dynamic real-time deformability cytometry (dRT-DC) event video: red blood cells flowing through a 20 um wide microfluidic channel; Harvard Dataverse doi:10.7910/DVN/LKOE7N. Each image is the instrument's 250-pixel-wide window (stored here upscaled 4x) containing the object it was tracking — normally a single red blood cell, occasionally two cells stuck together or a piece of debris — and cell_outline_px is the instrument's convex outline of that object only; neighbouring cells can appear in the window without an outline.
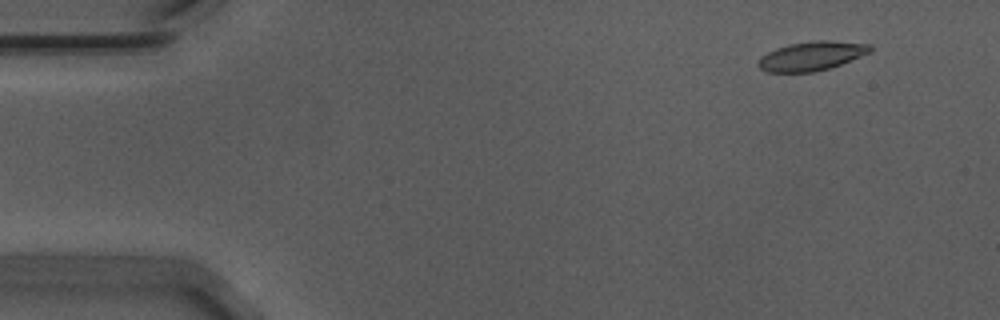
{"species": "Egyptian fruit bat (a non-hibernating species)", "species_latin": "Rousettus aegyptiacus", "temperature_condition": "warm", "stored_images_in_passage": 42, "camera_frame_rate_fps": 3000, "um_per_image_px": 0.085, "animal": {"sex": "male"}, "frame": {"image": 1, "passage_image": 5, "time_ms": 1.333, "image_size_px": [1000, 320], "cell_outline_px": [[872, 52], [840, 64], [828, 68], [812, 72], [764, 72], [756, 64], [768, 52], [776, 48], [788, 44], [816, 40], [828, 40], [872, 44]], "centroid_in_image_um": [69.01, 4.75], "position_along_channel_um": 16.0, "area_um2": 18.9}}
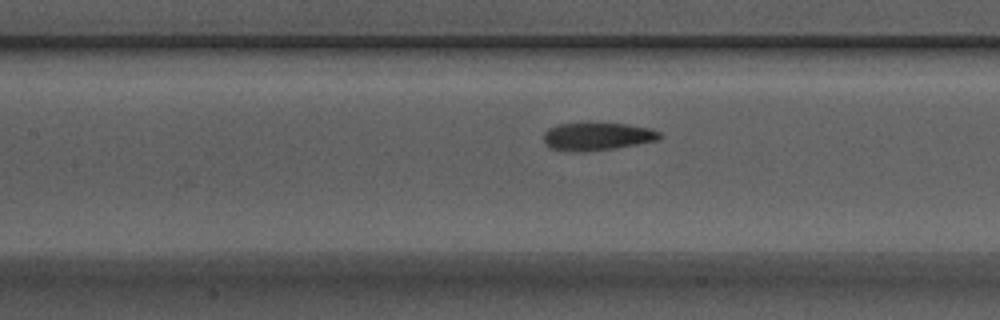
{"frame": {"image": 2, "passage_image": 25, "time_ms": 8.0, "image_size_px": [1000, 320], "cell_outline_px": [[664, 136], [660, 140], [612, 148], [580, 152], [548, 148], [544, 144], [544, 132], [548, 128], [560, 124], [588, 120], [628, 124], [652, 128], [660, 132]], "centroid_in_image_um": [50.77, 11.54], "position_along_channel_um": 156.6, "area_um2": 19.65}}
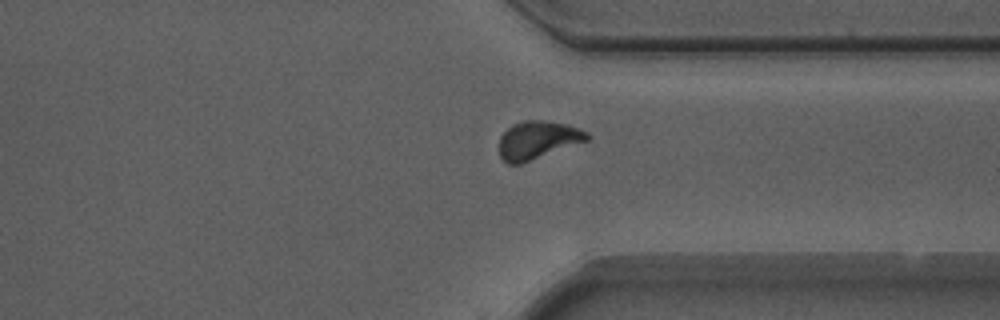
{"frame": {"image": 3, "passage_image": 42, "time_ms": 13.667, "image_size_px": [1000, 320], "cell_outline_px": [[592, 136], [588, 140], [520, 164], [508, 164], [500, 156], [500, 136], [512, 124], [524, 120], [544, 120], [568, 124], [580, 128], [588, 132]], "centroid_in_image_um": [45.73, 11.88], "position_along_channel_um": 365.7, "area_um2": 19.48}, "authors_computed_cell_mechanics": {"area_um2": 19.3919, "velocity_mm_per_s": 3.7004, "shape_relaxation_time_tau1_ms": null, "shape_relaxation_time_tau2_ms": 1.6358, "deformation_change_tau1": null, "deformation_change_tau2": 0.0735}}